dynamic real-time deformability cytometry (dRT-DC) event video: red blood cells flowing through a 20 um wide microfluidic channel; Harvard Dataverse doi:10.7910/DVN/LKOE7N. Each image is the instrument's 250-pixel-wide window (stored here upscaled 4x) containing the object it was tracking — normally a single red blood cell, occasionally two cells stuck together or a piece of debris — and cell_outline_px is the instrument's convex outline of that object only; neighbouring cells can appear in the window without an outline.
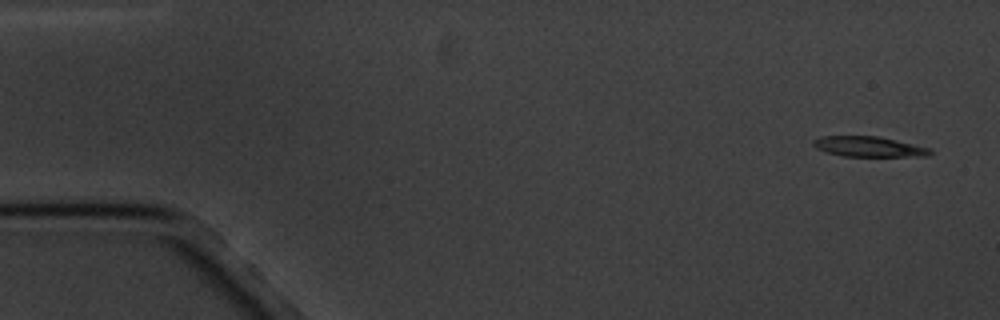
{"species": "common noctule bat (a hibernating species)", "species_latin": "Nyctalus noctula", "temperature_condition": "cold", "stored_images_in_passage": 6, "segment_of_instrument_passage": [1, 2], "camera_frame_rate_fps": 3000, "um_per_image_px": 0.085, "animal": {"sex": "male", "body_mass_g": 20.1, "forearm_length_mm": 53.5}, "frame": {"image": 1, "passage_image": 1, "time_ms": 0.0, "image_size_px": [1000, 320], "cell_outline_px": [[932, 152], [928, 156], [844, 156], [828, 152], [816, 148], [812, 144], [812, 140], [820, 136], [876, 136], [896, 140], [928, 148]], "centroid_in_image_um": [73.79, 12.46], "position_along_channel_um": 11.2, "area_um2": 13.58}}